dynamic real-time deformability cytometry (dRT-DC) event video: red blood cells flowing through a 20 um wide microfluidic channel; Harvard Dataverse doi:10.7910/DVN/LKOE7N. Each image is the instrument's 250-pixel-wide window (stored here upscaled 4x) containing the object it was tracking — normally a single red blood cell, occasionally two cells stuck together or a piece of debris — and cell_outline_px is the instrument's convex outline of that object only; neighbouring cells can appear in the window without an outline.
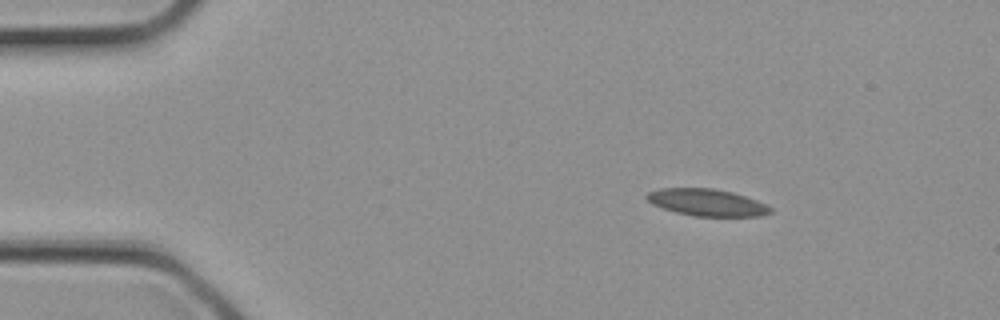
{"species": "common noctule bat (a hibernating species)", "species_latin": "Nyctalus noctula", "temperature_condition": "cold", "stored_images_in_passage": 2, "camera_frame_rate_fps": 3000, "um_per_image_px": 0.085, "animal": {"sex": "female", "body_mass_g": 21.9}, "frame": {"image": 1, "passage_image": 1, "time_ms": 0.0, "image_size_px": [1000, 320], "cell_outline_px": [[772, 212], [760, 216], [692, 216], [676, 212], [652, 204], [644, 196], [648, 192], [660, 188], [712, 188], [732, 192], [756, 200], [772, 208]], "centroid_in_image_um": [60.06, 17.21], "position_along_channel_um": 24.9, "area_um2": 19.31}}